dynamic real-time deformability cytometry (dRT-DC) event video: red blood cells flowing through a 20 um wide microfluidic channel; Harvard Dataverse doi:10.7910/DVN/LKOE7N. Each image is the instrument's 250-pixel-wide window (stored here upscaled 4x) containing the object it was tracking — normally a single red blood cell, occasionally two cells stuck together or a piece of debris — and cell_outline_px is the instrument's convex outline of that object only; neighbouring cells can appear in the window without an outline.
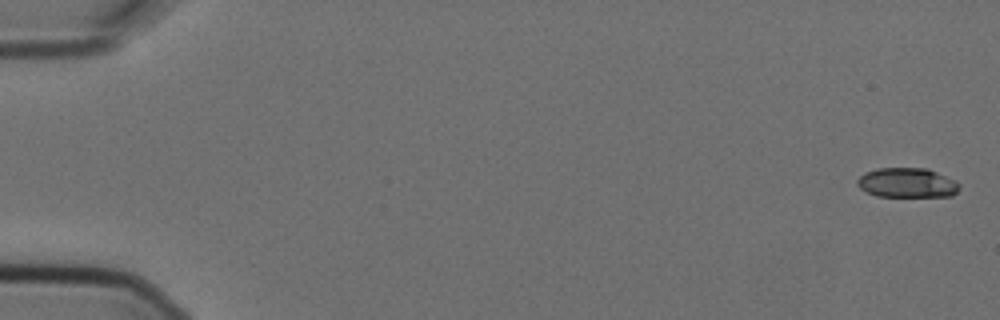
{"species": "Egyptian fruit bat (a non-hibernating species)", "species_latin": "Rousettus aegyptiacus", "temperature_condition": "cold", "stored_images_in_passage": 7, "camera_frame_rate_fps": 3000, "um_per_image_px": 0.085, "animal": {"sex": "female"}, "frame": {"image": 1, "passage_image": 1, "time_ms": 0.0, "image_size_px": [1000, 320], "cell_outline_px": [[960, 188], [952, 196], [876, 196], [860, 188], [856, 184], [856, 180], [864, 172], [876, 168], [928, 168], [956, 180], [960, 184]], "centroid_in_image_um": [77.11, 15.52], "position_along_channel_um": 7.9, "area_um2": 17.8}}
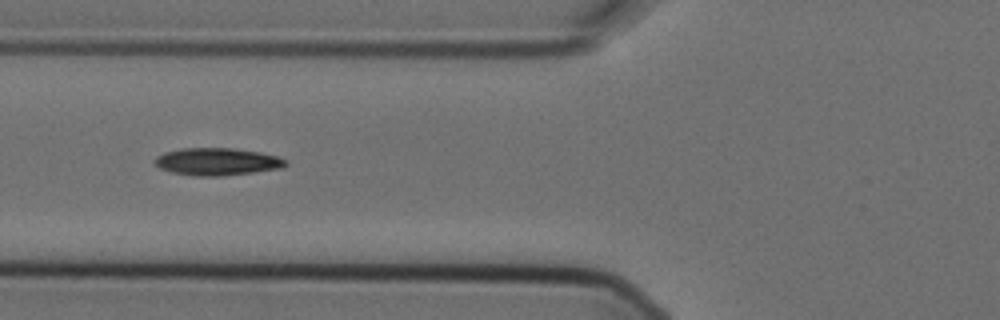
{"frame": {"image": 2, "passage_image": 6, "time_ms": 1.667, "image_size_px": [1000, 320], "cell_outline_px": [[288, 164], [284, 168], [220, 176], [192, 176], [172, 172], [160, 168], [152, 160], [156, 156], [164, 152], [180, 148], [232, 148], [260, 152], [276, 156], [288, 160]], "centroid_in_image_um": [18.45, 13.74], "position_along_channel_um": 107.3, "area_um2": 21.04}}
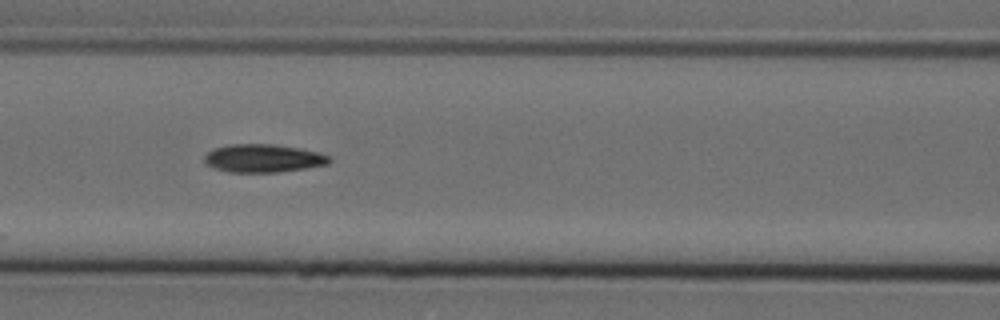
{"frame": {"image": 3, "passage_image": 7, "time_ms": 2.0, "image_size_px": [1000, 320], "cell_outline_px": [[332, 160], [328, 164], [304, 168], [276, 172], [228, 172], [216, 168], [208, 164], [204, 160], [204, 156], [208, 152], [216, 148], [228, 144], [272, 144], [300, 148], [320, 152], [328, 156]], "centroid_in_image_um": [22.39, 13.44], "position_along_channel_um": 144.2, "area_um2": 20.29}}